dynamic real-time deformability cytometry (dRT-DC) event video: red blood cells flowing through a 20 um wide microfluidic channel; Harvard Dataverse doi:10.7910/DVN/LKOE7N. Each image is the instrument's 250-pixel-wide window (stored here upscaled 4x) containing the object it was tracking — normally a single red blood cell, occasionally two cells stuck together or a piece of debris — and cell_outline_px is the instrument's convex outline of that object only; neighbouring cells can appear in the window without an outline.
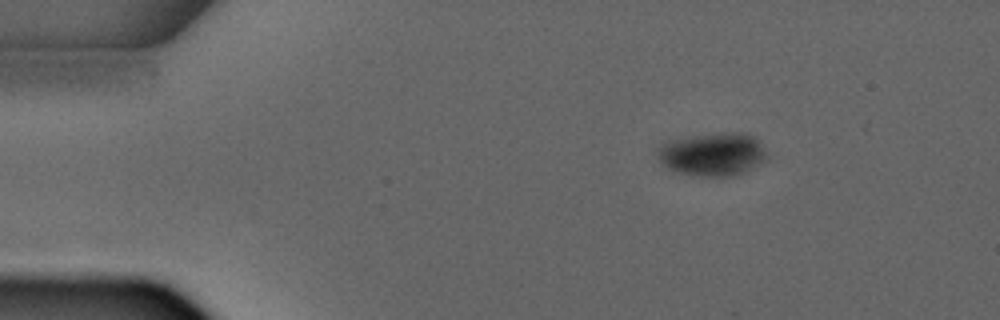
{"species": "common noctule bat (a hibernating species)", "species_latin": "Nyctalus noctula", "temperature_condition": "warm", "stored_images_in_passage": 2, "camera_frame_rate_fps": 3000, "um_per_image_px": 0.085, "animal": {"sex": "male", "forearm_length_mm": 52.5}, "frame": {"image": 1, "passage_image": 1, "time_ms": 0.0, "image_size_px": [1000, 320], "cell_outline_px": [[768, 160], [744, 172], [732, 176], [692, 176], [676, 172], [660, 164], [656, 156], [656, 148], [664, 140], [684, 136], [720, 132], [748, 132], [756, 136], [768, 152]], "centroid_in_image_um": [60.55, 13.08], "position_along_channel_um": 24.5, "area_um2": 28.84}}